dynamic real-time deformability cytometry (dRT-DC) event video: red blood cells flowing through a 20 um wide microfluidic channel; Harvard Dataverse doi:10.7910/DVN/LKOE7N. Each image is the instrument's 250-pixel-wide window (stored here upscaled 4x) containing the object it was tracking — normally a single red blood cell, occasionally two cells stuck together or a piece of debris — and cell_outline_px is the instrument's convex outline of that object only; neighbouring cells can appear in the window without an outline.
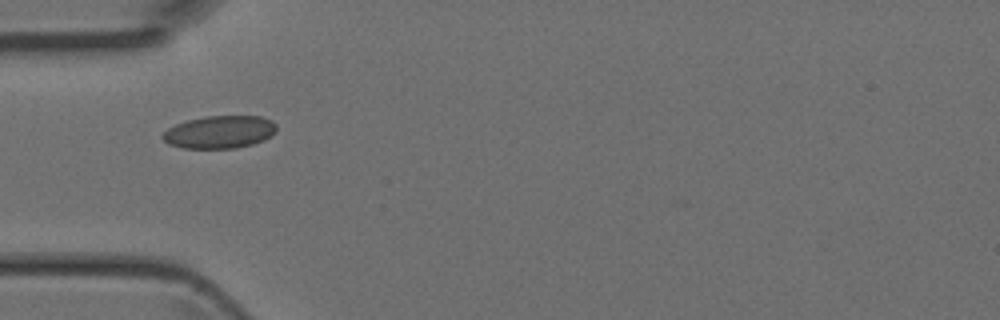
{"species": "Egyptian fruit bat (a non-hibernating species)", "species_latin": "Rousettus aegyptiacus", "temperature_condition": "room temperature", "stored_images_in_passage": 2, "camera_frame_rate_fps": 3000, "um_per_image_px": 0.085, "animal": {"sex": "female"}, "frame": {"image": 1, "passage_image": 1, "time_ms": 0.0, "image_size_px": [1000, 320], "cell_outline_px": [[276, 132], [264, 140], [252, 144], [236, 148], [184, 148], [168, 144], [160, 136], [168, 128], [176, 124], [188, 120], [204, 116], [260, 116], [272, 120], [276, 124]], "centroid_in_image_um": [18.67, 11.22], "position_along_channel_um": 66.3, "area_um2": 21.73}}
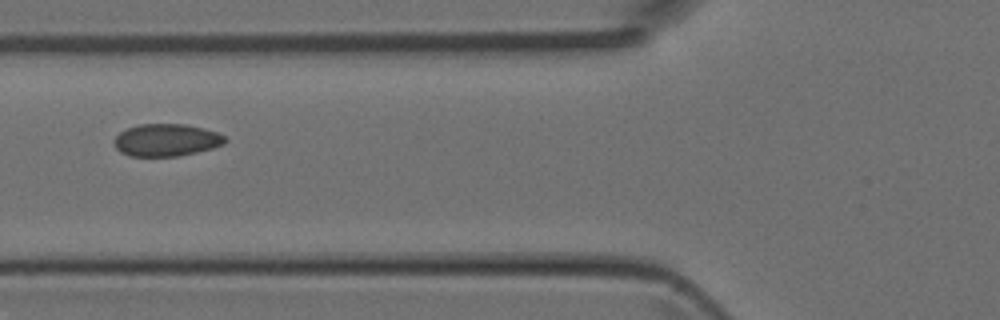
{"frame": {"image": 2, "passage_image": 2, "time_ms": 0.333, "image_size_px": [1000, 320], "cell_outline_px": [[228, 140], [224, 144], [212, 148], [180, 156], [132, 156], [120, 152], [116, 148], [112, 140], [120, 132], [128, 128], [140, 124], [184, 124], [204, 128], [216, 132], [224, 136]], "centroid_in_image_um": [14.14, 11.9], "position_along_channel_um": 111.7, "area_um2": 20.92}}